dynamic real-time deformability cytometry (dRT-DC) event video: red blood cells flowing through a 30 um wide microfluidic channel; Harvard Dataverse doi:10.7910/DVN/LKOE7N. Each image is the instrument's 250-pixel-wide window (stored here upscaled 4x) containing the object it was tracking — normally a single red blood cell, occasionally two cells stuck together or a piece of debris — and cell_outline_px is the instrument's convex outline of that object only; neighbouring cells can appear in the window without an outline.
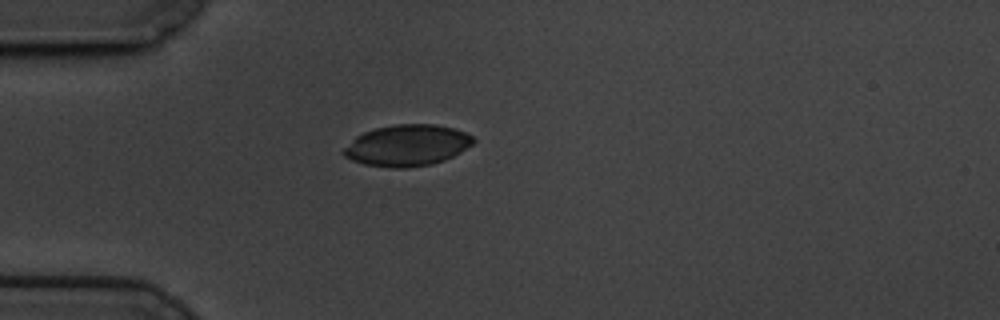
{"species": "common noctule bat (a hibernating species)", "species_latin": "Nyctalus noctula", "temperature_condition": "cold", "stored_images_in_passage": 44, "camera_frame_rate_fps": 3000, "um_per_image_px": 0.085, "animal": {"sex": "male", "body_mass_g": 19.5, "forearm_length_mm": 54.6}, "frame": {"image": 1, "passage_image": 1, "time_ms": 0.0, "image_size_px": [1000, 320], "cell_outline_px": [[476, 140], [472, 144], [460, 152], [444, 160], [432, 164], [408, 168], [396, 168], [364, 164], [352, 160], [344, 156], [340, 152], [356, 136], [364, 132], [376, 128], [396, 124], [436, 124], [456, 128], [472, 136]], "centroid_in_image_um": [34.61, 12.35], "position_along_channel_um": 50.4, "area_um2": 31.21}}
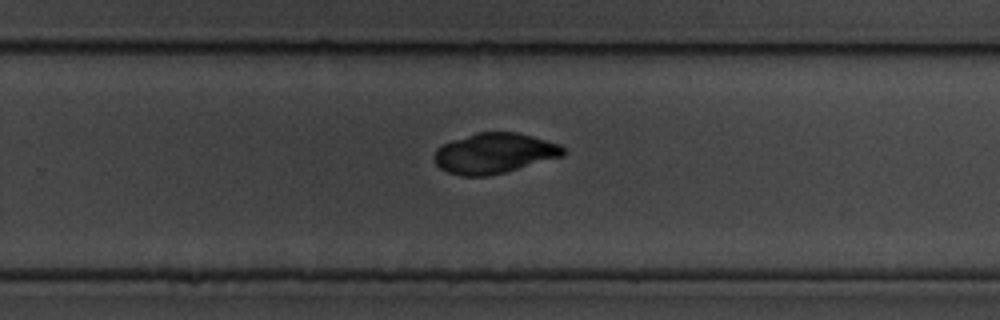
{"frame": {"image": 2, "passage_image": 23, "time_ms": 7.333, "image_size_px": [1000, 320], "cell_outline_px": [[568, 152], [564, 156], [504, 172], [488, 176], [460, 176], [448, 172], [440, 168], [436, 164], [432, 156], [436, 148], [452, 140], [476, 132], [516, 132], [532, 136], [560, 144]], "centroid_in_image_um": [42.01, 13.02], "position_along_channel_um": 287.8, "area_um2": 30.46}}
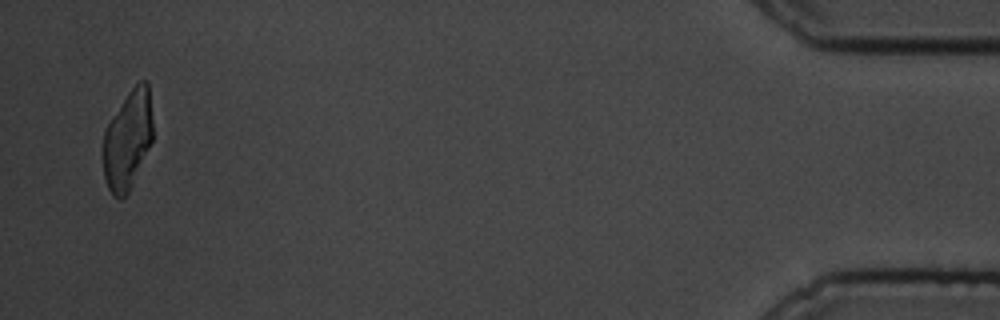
{"frame": {"image": 3, "passage_image": 42, "time_ms": 13.667, "image_size_px": [1000, 320], "cell_outline_px": [[152, 140], [132, 184], [128, 192], [120, 200], [112, 196], [108, 188], [104, 176], [100, 156], [100, 152], [104, 132], [112, 116], [128, 92], [140, 80], [148, 80], [152, 120]], "centroid_in_image_um": [10.8, 11.9], "position_along_channel_um": 424.4, "area_um2": 28.96}}